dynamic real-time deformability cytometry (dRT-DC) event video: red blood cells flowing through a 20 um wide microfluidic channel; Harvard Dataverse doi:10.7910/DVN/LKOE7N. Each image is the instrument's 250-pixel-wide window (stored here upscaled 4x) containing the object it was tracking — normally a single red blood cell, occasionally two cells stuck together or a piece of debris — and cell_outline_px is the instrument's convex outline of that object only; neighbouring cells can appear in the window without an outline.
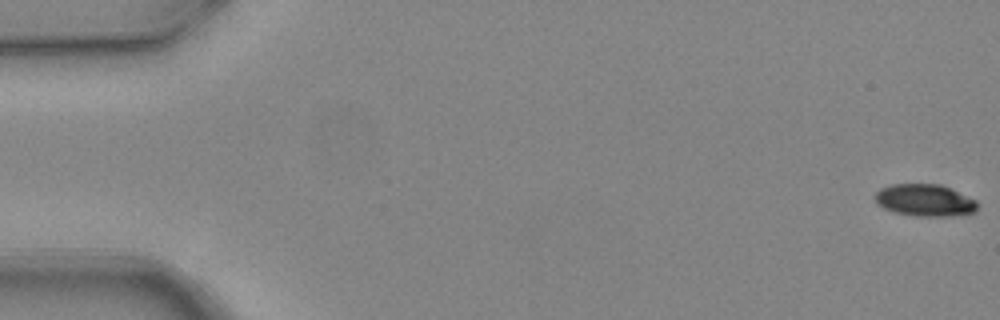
{"species": "common noctule bat (a hibernating species)", "species_latin": "Nyctalus noctula", "temperature_condition": "warm", "stored_images_in_passage": 8, "camera_frame_rate_fps": 3000, "um_per_image_px": 0.085, "animal": {"sex": "female", "body_mass_g": 24.6, "forearm_length_mm": 56.2}, "frame": {"image": 1, "passage_image": 1, "time_ms": 0.0, "image_size_px": [1000, 320], "cell_outline_px": [[976, 212], [948, 216], [916, 216], [892, 212], [876, 204], [876, 192], [880, 188], [892, 184], [940, 184], [976, 200]], "centroid_in_image_um": [78.57, 17.02], "position_along_channel_um": 6.4, "area_um2": 19.02}}
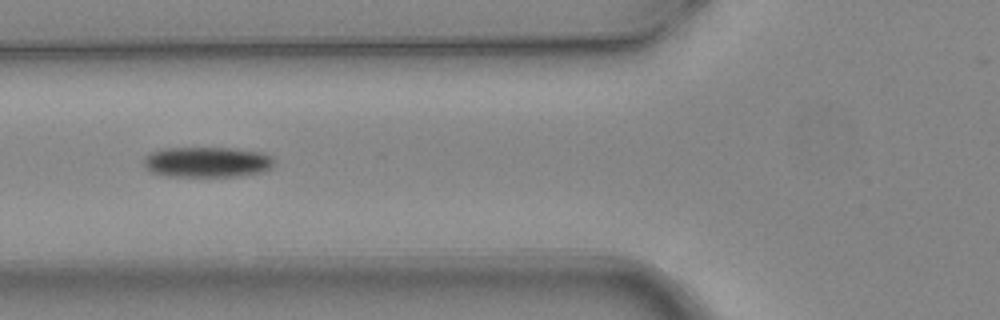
{"frame": {"image": 2, "passage_image": 6, "time_ms": 1.667, "image_size_px": [1000, 320], "cell_outline_px": [[272, 168], [260, 172], [240, 176], [164, 176], [152, 172], [144, 164], [144, 156], [152, 152], [164, 148], [232, 148], [260, 152], [272, 156]], "centroid_in_image_um": [17.59, 13.77], "position_along_channel_um": 108.2, "area_um2": 23.0}}
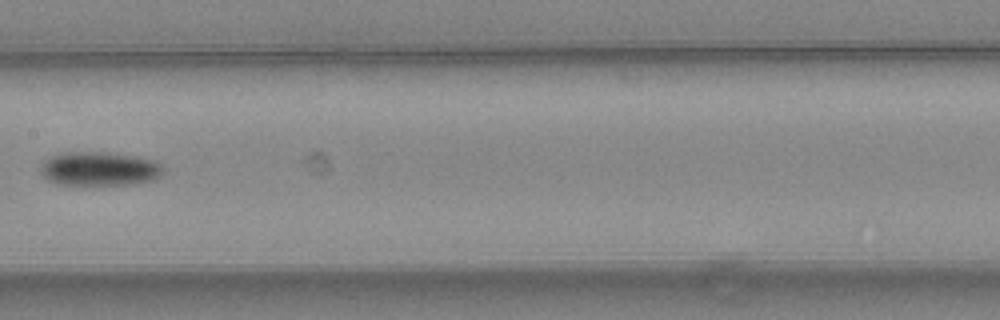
{"frame": {"image": 3, "passage_image": 8, "time_ms": 2.333, "image_size_px": [1000, 320], "cell_outline_px": [[164, 172], [156, 180], [136, 184], [60, 184], [48, 180], [40, 172], [40, 168], [44, 160], [52, 156], [68, 152], [108, 152], [152, 160], [160, 164], [164, 168]], "centroid_in_image_um": [8.47, 14.35], "position_along_channel_um": 198.9, "area_um2": 24.1}}